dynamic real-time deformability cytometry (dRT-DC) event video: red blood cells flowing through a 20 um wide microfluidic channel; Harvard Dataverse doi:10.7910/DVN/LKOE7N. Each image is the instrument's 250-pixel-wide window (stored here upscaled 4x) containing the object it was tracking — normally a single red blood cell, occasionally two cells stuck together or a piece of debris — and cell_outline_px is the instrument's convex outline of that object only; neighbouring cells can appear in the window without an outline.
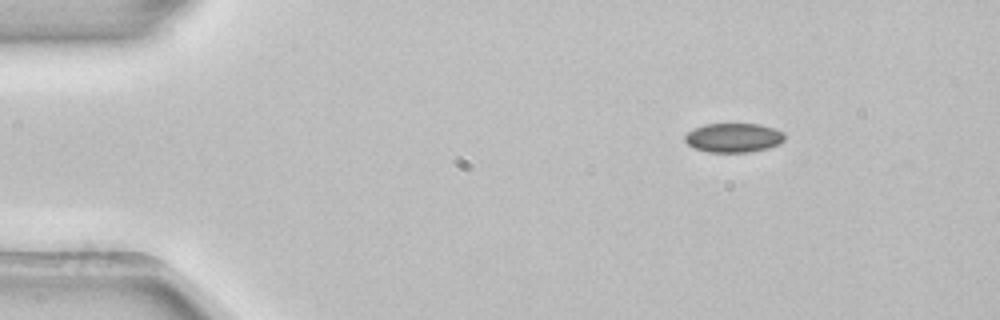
{"species": "common noctule bat (a hibernating species)", "species_latin": "Nyctalus noctula", "temperature_condition": "room temperature", "stored_images_in_passage": 5, "camera_frame_rate_fps": 3000, "um_per_image_px": 0.085, "animal": {"sex": "female", "body_mass_g": 22.7, "forearm_length_mm": 54.2}, "frame": {"image": 1, "passage_image": 5, "time_ms": 1.333, "image_size_px": [1000, 320], "cell_outline_px": [[784, 140], [780, 144], [768, 148], [748, 152], [708, 152], [692, 148], [684, 140], [684, 136], [692, 128], [704, 124], [760, 124], [784, 132]], "centroid_in_image_um": [62.32, 11.71], "position_along_channel_um": 22.7, "area_um2": 17.11}}